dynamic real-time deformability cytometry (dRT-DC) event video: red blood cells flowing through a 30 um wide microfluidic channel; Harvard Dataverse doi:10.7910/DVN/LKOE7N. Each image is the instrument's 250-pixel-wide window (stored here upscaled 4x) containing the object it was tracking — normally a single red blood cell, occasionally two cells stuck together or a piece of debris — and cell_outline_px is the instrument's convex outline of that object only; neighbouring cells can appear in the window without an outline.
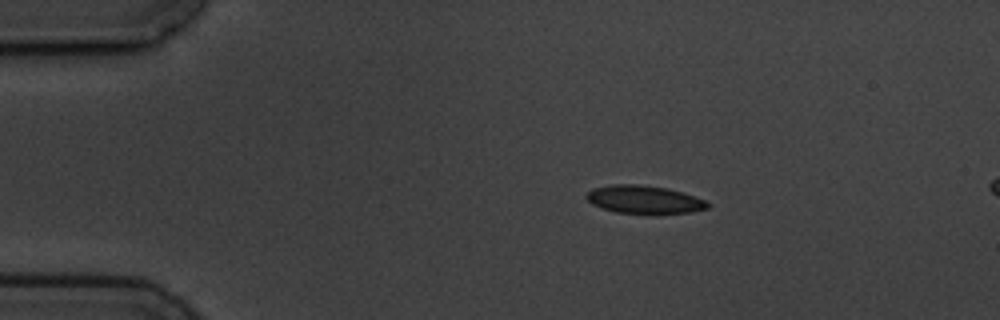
{"species": "common noctule bat (a hibernating species)", "species_latin": "Nyctalus noctula", "temperature_condition": "cold", "stored_images_in_passage": 3, "camera_frame_rate_fps": 3000, "um_per_image_px": 0.085, "animal": {"sex": "male", "body_mass_g": 19.5, "forearm_length_mm": 54.6}, "frame": {"image": 1, "passage_image": 2, "time_ms": 1.333, "image_size_px": [1000, 320], "cell_outline_px": [[712, 204], [708, 208], [692, 212], [616, 212], [592, 204], [584, 196], [592, 188], [612, 184], [640, 184], [664, 188], [680, 192], [704, 200]], "centroid_in_image_um": [54.71, 16.93], "position_along_channel_um": 30.3, "area_um2": 19.19}}